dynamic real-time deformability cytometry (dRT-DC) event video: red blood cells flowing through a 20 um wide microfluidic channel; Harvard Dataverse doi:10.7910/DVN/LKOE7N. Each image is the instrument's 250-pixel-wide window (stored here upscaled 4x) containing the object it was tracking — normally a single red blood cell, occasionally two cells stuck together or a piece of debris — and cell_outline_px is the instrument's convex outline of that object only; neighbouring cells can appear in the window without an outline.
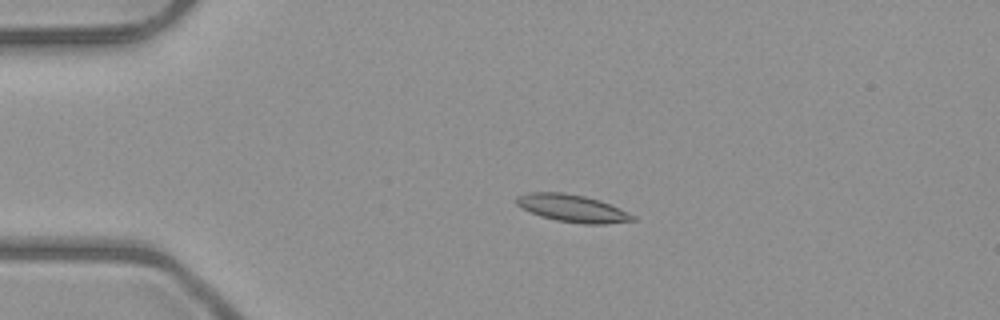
{"species": "common noctule bat (a hibernating species)", "species_latin": "Nyctalus noctula", "temperature_condition": "room temperature", "stored_images_in_passage": 4, "camera_frame_rate_fps": 3000, "um_per_image_px": 0.085, "animal": {"sex": "male", "body_mass_g": 23.1, "forearm_length_mm": 52.7}, "frame": {"image": 1, "passage_image": 3, "time_ms": 3.333, "image_size_px": [1000, 320], "cell_outline_px": [[636, 220], [604, 224], [584, 224], [556, 220], [540, 216], [520, 208], [516, 204], [516, 196], [528, 192], [564, 192], [584, 196], [600, 200], [620, 208], [636, 216]], "centroid_in_image_um": [48.64, 17.7], "position_along_channel_um": 36.4, "area_um2": 18.73}}